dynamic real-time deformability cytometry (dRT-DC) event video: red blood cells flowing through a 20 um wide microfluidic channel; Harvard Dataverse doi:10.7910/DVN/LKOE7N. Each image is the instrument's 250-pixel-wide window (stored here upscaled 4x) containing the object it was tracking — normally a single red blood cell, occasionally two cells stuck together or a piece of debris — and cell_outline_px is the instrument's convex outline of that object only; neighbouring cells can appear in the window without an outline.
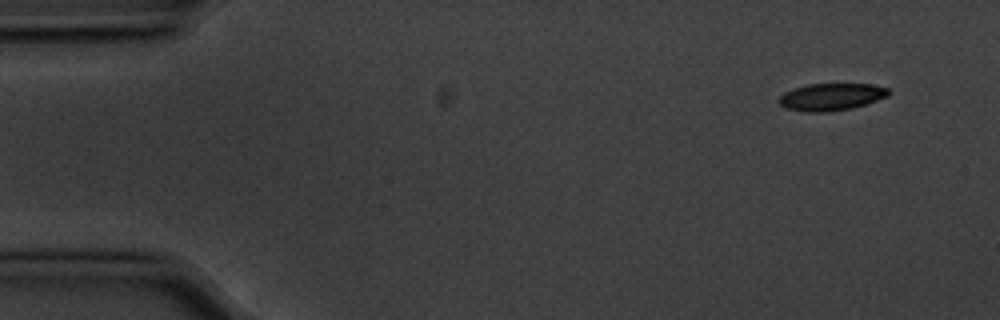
{"species": "common noctule bat (a hibernating species)", "species_latin": "Nyctalus noctula", "temperature_condition": "cold", "stored_images_in_passage": 4, "camera_frame_rate_fps": 3000, "um_per_image_px": 0.085, "animal": {"sex": "male", "body_mass_g": 20.1, "forearm_length_mm": 53.5}, "frame": {"image": 1, "passage_image": 1, "time_ms": 0.0, "image_size_px": [1000, 320], "cell_outline_px": [[892, 92], [888, 96], [852, 108], [828, 112], [804, 112], [788, 108], [780, 104], [776, 100], [784, 92], [808, 84], [872, 84], [888, 88]], "centroid_in_image_um": [70.66, 8.23], "position_along_channel_um": 14.3, "area_um2": 17.34}}